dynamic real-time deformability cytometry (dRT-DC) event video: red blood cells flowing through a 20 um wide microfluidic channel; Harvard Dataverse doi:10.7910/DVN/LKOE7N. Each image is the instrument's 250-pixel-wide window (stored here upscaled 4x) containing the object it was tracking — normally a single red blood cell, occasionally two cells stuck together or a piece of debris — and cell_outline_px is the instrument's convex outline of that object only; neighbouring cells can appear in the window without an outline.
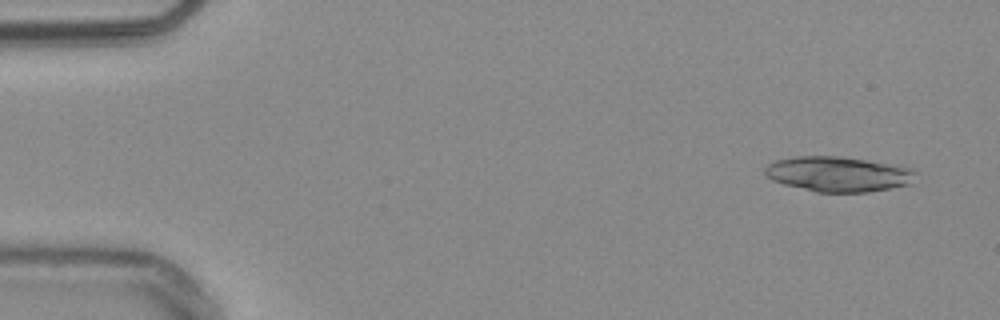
{"species": "common noctule bat (a hibernating species)", "species_latin": "Nyctalus noctula", "temperature_condition": "warm", "stored_images_in_passage": 27, "camera_frame_rate_fps": 3000, "um_per_image_px": 0.085, "animal": {"sex": "male", "body_mass_g": 20.4}, "frame": {"image": 1, "passage_image": 1, "time_ms": 0.0, "image_size_px": [1000, 320], "cell_outline_px": [[920, 172], [912, 184], [892, 188], [868, 192], [816, 192], [784, 184], [772, 180], [764, 172], [764, 168], [768, 164], [776, 160], [796, 156], [840, 156], [900, 164], [912, 168]], "centroid_in_image_um": [71.36, 14.79], "position_along_channel_um": 13.6, "area_um2": 31.5}}